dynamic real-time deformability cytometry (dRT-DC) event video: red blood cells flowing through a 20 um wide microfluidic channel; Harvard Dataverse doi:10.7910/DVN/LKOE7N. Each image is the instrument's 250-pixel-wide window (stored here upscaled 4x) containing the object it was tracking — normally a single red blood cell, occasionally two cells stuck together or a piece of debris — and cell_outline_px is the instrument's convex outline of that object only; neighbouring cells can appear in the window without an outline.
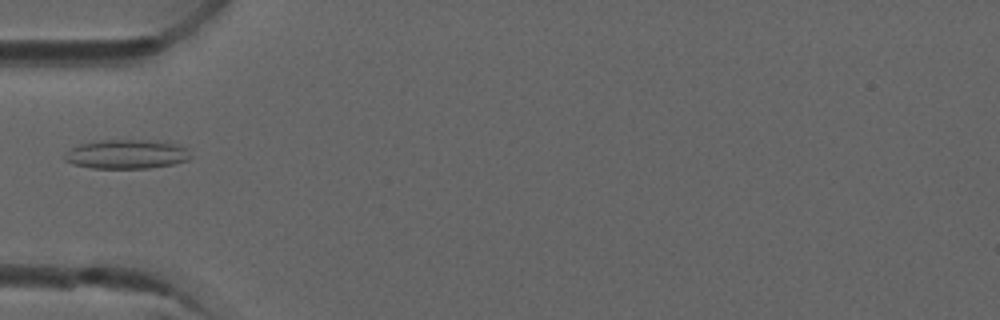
{"species": "common noctule bat (a hibernating species)", "species_latin": "Nyctalus noctula", "temperature_condition": "room temperature", "stored_images_in_passage": 5, "camera_frame_rate_fps": 3000, "um_per_image_px": 0.085, "animal": {"sex": "male", "forearm_length_mm": 52.5}, "frame": {"image": 1, "passage_image": 4, "time_ms": 1.0, "image_size_px": [1000, 320], "cell_outline_px": [[192, 156], [188, 160], [172, 164], [148, 168], [92, 168], [72, 164], [64, 160], [64, 156], [72, 148], [80, 144], [100, 140], [144, 140], [176, 144], [188, 148]], "centroid_in_image_um": [10.77, 13.11], "position_along_channel_um": 74.2, "area_um2": 21.27}}